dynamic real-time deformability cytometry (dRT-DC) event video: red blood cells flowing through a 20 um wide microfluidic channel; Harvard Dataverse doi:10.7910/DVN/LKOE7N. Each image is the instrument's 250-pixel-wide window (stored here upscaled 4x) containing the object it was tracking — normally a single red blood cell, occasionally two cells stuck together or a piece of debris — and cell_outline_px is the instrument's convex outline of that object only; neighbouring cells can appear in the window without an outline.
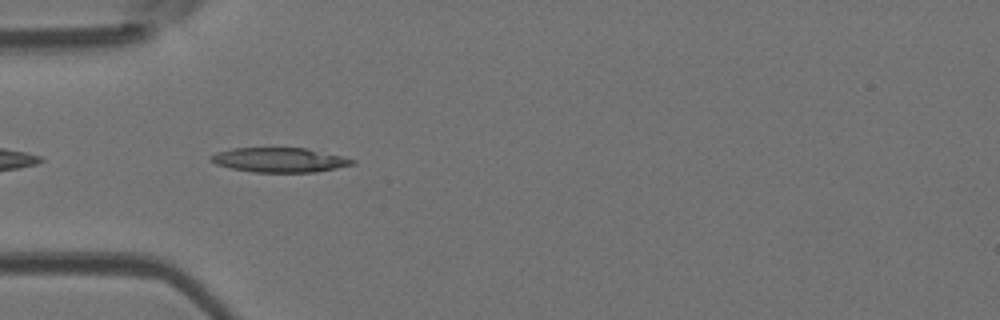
{"species": "Egyptian fruit bat (a non-hibernating species)", "species_latin": "Rousettus aegyptiacus", "temperature_condition": "room temperature", "stored_images_in_passage": 38, "camera_frame_rate_fps": 3000, "um_per_image_px": 0.085, "animal": {"sex": "female"}, "frame": {"image": 1, "passage_image": 2, "time_ms": 0.333, "image_size_px": [1000, 320], "cell_outline_px": [[356, 164], [316, 172], [252, 172], [232, 168], [216, 164], [208, 160], [208, 156], [216, 152], [232, 148], [304, 148], [340, 156], [356, 160]], "centroid_in_image_um": [23.71, 13.6], "position_along_channel_um": 61.3, "area_um2": 20.17}}
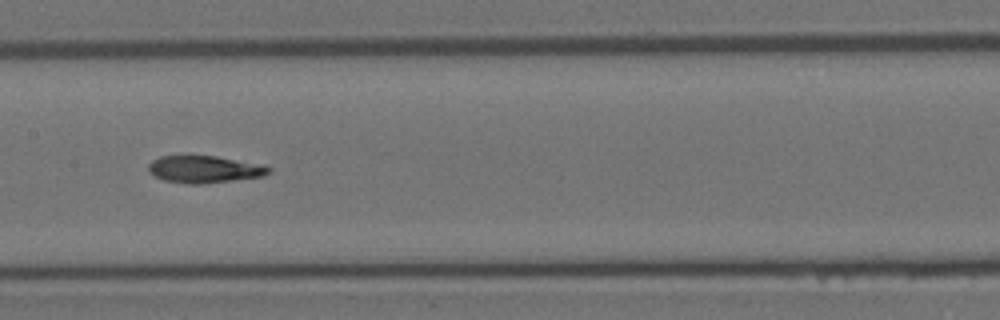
{"frame": {"image": 2, "passage_image": 12, "time_ms": 3.667, "image_size_px": [1000, 320], "cell_outline_px": [[272, 172], [264, 176], [200, 184], [188, 184], [164, 180], [148, 172], [148, 164], [152, 160], [160, 156], [188, 152], [216, 156], [264, 164], [272, 168]], "centroid_in_image_um": [17.35, 14.33], "position_along_channel_um": 190.0, "area_um2": 19.94}}
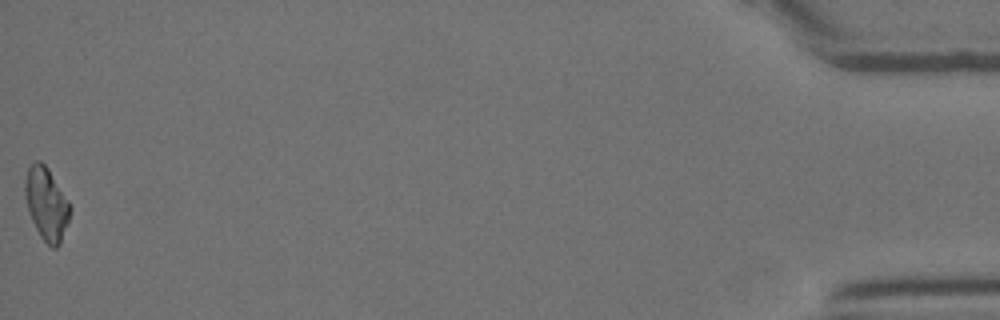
{"frame": {"image": 3, "passage_image": 38, "time_ms": 12.333, "image_size_px": [1000, 320], "cell_outline_px": [[72, 208], [60, 244], [56, 248], [52, 248], [40, 236], [32, 220], [28, 208], [24, 192], [24, 180], [28, 168], [36, 160], [40, 160], [48, 168], [68, 200]], "centroid_in_image_um": [3.95, 17.31], "position_along_channel_um": 431.3, "area_um2": 18.9}, "authors_computed_cell_mechanics": {"area_um2": 19.2474, "velocity_mm_per_s": 3.918, "shape_relaxation_time_tau1_ms": 4.8883, "shape_relaxation_time_tau2_ms": 8.3453, "deformation_change_tau1": 0.1612, "deformation_change_tau2": 0.1735}}